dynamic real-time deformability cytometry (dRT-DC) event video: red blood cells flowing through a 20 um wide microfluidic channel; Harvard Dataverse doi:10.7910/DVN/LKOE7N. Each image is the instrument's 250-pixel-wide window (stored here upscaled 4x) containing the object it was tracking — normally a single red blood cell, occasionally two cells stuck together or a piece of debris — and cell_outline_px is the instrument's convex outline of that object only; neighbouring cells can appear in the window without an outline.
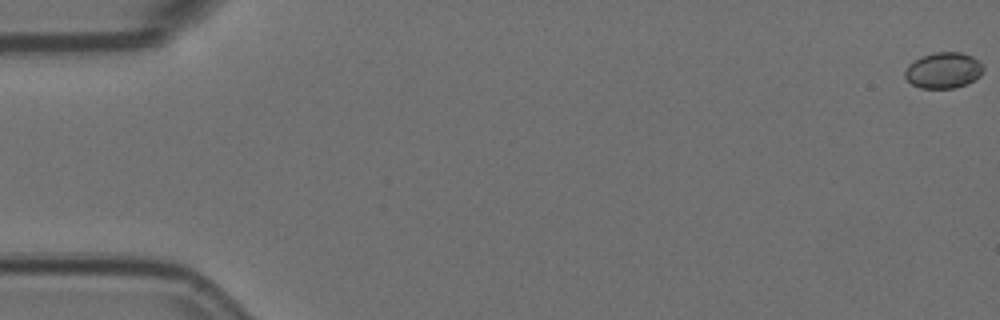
{"species": "Egyptian fruit bat (a non-hibernating species)", "species_latin": "Rousettus aegyptiacus", "temperature_condition": "room temperature", "stored_images_in_passage": 5, "camera_frame_rate_fps": 3000, "um_per_image_px": 0.085, "animal": {"sex": "female"}, "frame": {"image": 1, "passage_image": 1, "time_ms": 0.0, "image_size_px": [1000, 320], "cell_outline_px": [[984, 68], [980, 76], [968, 84], [956, 88], [920, 88], [912, 84], [904, 76], [904, 72], [908, 64], [924, 56], [936, 52], [960, 52], [972, 56], [984, 64]], "centroid_in_image_um": [80.22, 5.99], "position_along_channel_um": 4.8, "area_um2": 16.47}}
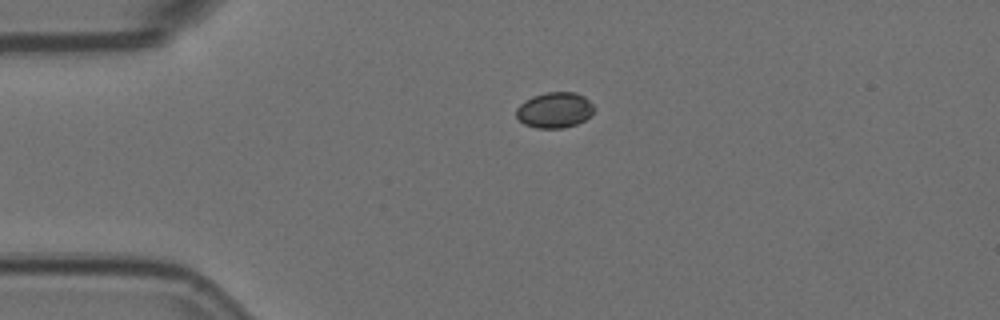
{"frame": {"image": 2, "passage_image": 4, "time_ms": 1.0, "image_size_px": [1000, 320], "cell_outline_px": [[596, 108], [584, 120], [576, 124], [564, 128], [536, 128], [524, 124], [516, 116], [516, 108], [520, 104], [532, 96], [544, 92], [576, 92], [584, 96]], "centroid_in_image_um": [47.13, 9.35], "position_along_channel_um": 37.9, "area_um2": 16.18}}